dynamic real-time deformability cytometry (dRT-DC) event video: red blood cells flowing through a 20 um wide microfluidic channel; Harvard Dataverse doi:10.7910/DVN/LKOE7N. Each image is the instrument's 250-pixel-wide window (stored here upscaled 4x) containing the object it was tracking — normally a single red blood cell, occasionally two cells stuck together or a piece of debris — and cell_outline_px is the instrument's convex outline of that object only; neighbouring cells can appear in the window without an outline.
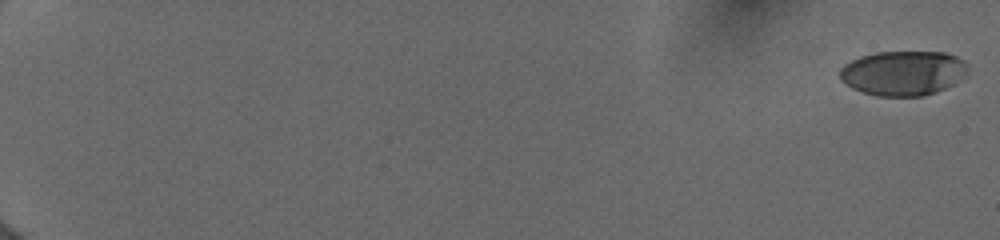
{"species": "human", "species_latin": "Homo sapiens", "temperature_condition": "cold", "stored_images_in_passage": 18, "camera_frame_rate_fps": 3000, "um_per_image_px": 0.085, "donor": {"sex": "female"}, "frame": {"image": 1, "passage_image": 1, "time_ms": 0.0, "image_size_px": [1000, 240], "cell_outline_px": [[968, 72], [952, 84], [936, 92], [924, 96], [876, 96], [852, 88], [840, 80], [840, 68], [844, 64], [860, 56], [876, 52], [944, 52], [956, 56], [964, 60], [968, 64]], "centroid_in_image_um": [76.76, 6.2], "position_along_channel_um": 8.2, "area_um2": 33.41}}
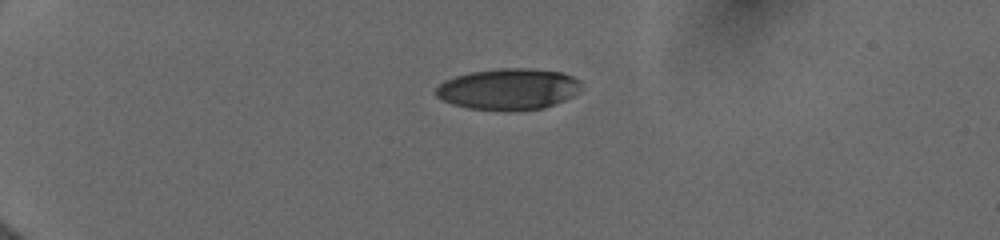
{"frame": {"image": 2, "passage_image": 11, "time_ms": 5.0, "image_size_px": [1000, 240], "cell_outline_px": [[580, 92], [564, 100], [544, 108], [504, 112], [468, 108], [452, 104], [436, 96], [436, 88], [444, 80], [456, 76], [472, 72], [504, 68], [532, 68], [560, 72], [572, 76], [580, 80]], "centroid_in_image_um": [43.23, 7.59], "position_along_channel_um": 41.8, "area_um2": 35.14}}
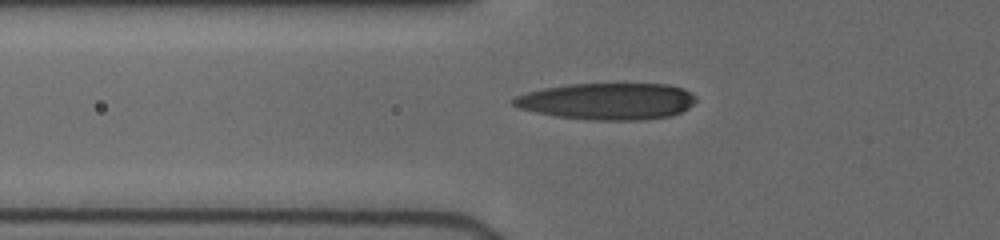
{"frame": {"image": 3, "passage_image": 16, "time_ms": 7.333, "image_size_px": [1000, 240], "cell_outline_px": [[696, 100], [688, 108], [672, 116], [640, 120], [592, 120], [556, 116], [536, 112], [520, 108], [512, 104], [508, 100], [516, 96], [528, 92], [544, 88], [568, 84], [668, 84], [684, 88], [696, 96]], "centroid_in_image_um": [51.63, 8.6], "position_along_channel_um": 74.2, "area_um2": 39.07}}